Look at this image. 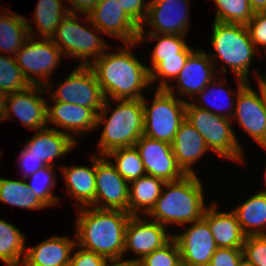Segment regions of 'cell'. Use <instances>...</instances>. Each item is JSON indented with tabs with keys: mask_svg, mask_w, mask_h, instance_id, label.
I'll return each mask as SVG.
<instances>
[{
	"mask_svg": "<svg viewBox=\"0 0 266 266\" xmlns=\"http://www.w3.org/2000/svg\"><path fill=\"white\" fill-rule=\"evenodd\" d=\"M137 44L123 43V48L113 53L108 48L90 64L106 99H142L143 89L150 88L147 65L132 53Z\"/></svg>",
	"mask_w": 266,
	"mask_h": 266,
	"instance_id": "obj_1",
	"label": "cell"
},
{
	"mask_svg": "<svg viewBox=\"0 0 266 266\" xmlns=\"http://www.w3.org/2000/svg\"><path fill=\"white\" fill-rule=\"evenodd\" d=\"M77 209L76 245L107 259L124 257L125 230L131 215L123 210L91 206Z\"/></svg>",
	"mask_w": 266,
	"mask_h": 266,
	"instance_id": "obj_2",
	"label": "cell"
},
{
	"mask_svg": "<svg viewBox=\"0 0 266 266\" xmlns=\"http://www.w3.org/2000/svg\"><path fill=\"white\" fill-rule=\"evenodd\" d=\"M197 176L185 175L179 180L166 182L147 217L167 229L170 224L185 227L201 220L207 206L202 180Z\"/></svg>",
	"mask_w": 266,
	"mask_h": 266,
	"instance_id": "obj_3",
	"label": "cell"
},
{
	"mask_svg": "<svg viewBox=\"0 0 266 266\" xmlns=\"http://www.w3.org/2000/svg\"><path fill=\"white\" fill-rule=\"evenodd\" d=\"M112 101L118 103L114 109L111 106ZM108 110L113 112L109 115ZM101 124L104 126L97 144L98 152L94 154L105 156L113 150L135 146L144 130L142 99H105L101 111L97 114L96 128Z\"/></svg>",
	"mask_w": 266,
	"mask_h": 266,
	"instance_id": "obj_4",
	"label": "cell"
},
{
	"mask_svg": "<svg viewBox=\"0 0 266 266\" xmlns=\"http://www.w3.org/2000/svg\"><path fill=\"white\" fill-rule=\"evenodd\" d=\"M212 27L210 42L213 53L208 55L217 73L227 74L226 67H222V70L216 67L221 61L223 66H229L235 77L250 82V65L254 57L261 54L257 53L259 51L250 38L247 26L213 21Z\"/></svg>",
	"mask_w": 266,
	"mask_h": 266,
	"instance_id": "obj_5",
	"label": "cell"
},
{
	"mask_svg": "<svg viewBox=\"0 0 266 266\" xmlns=\"http://www.w3.org/2000/svg\"><path fill=\"white\" fill-rule=\"evenodd\" d=\"M186 120L204 138L207 147L219 156L244 164V153L242 146L232 128V120L206 109L195 106L192 101L186 102Z\"/></svg>",
	"mask_w": 266,
	"mask_h": 266,
	"instance_id": "obj_6",
	"label": "cell"
},
{
	"mask_svg": "<svg viewBox=\"0 0 266 266\" xmlns=\"http://www.w3.org/2000/svg\"><path fill=\"white\" fill-rule=\"evenodd\" d=\"M85 16L86 21L83 25L78 21L80 18L77 14L68 13L62 19L51 40L64 56L80 59L78 65L90 66L111 46L95 34L101 33L102 35L103 33L89 20L88 15Z\"/></svg>",
	"mask_w": 266,
	"mask_h": 266,
	"instance_id": "obj_7",
	"label": "cell"
},
{
	"mask_svg": "<svg viewBox=\"0 0 266 266\" xmlns=\"http://www.w3.org/2000/svg\"><path fill=\"white\" fill-rule=\"evenodd\" d=\"M26 21L29 25V37L14 57L30 85L50 89V86L54 87L53 83L49 82L50 76L53 75L54 69L61 65L63 53L51 38L37 39L32 23H29L28 19Z\"/></svg>",
	"mask_w": 266,
	"mask_h": 266,
	"instance_id": "obj_8",
	"label": "cell"
},
{
	"mask_svg": "<svg viewBox=\"0 0 266 266\" xmlns=\"http://www.w3.org/2000/svg\"><path fill=\"white\" fill-rule=\"evenodd\" d=\"M152 104L142 98L144 108L143 135L172 144L181 123L186 119V102L165 89H155Z\"/></svg>",
	"mask_w": 266,
	"mask_h": 266,
	"instance_id": "obj_9",
	"label": "cell"
},
{
	"mask_svg": "<svg viewBox=\"0 0 266 266\" xmlns=\"http://www.w3.org/2000/svg\"><path fill=\"white\" fill-rule=\"evenodd\" d=\"M56 86L47 99L88 107L96 114L101 111L106 99L90 66L78 65Z\"/></svg>",
	"mask_w": 266,
	"mask_h": 266,
	"instance_id": "obj_10",
	"label": "cell"
},
{
	"mask_svg": "<svg viewBox=\"0 0 266 266\" xmlns=\"http://www.w3.org/2000/svg\"><path fill=\"white\" fill-rule=\"evenodd\" d=\"M258 93L248 82L237 94L232 122L252 137L263 149L266 148V110L263 102V85L257 81ZM235 117V118H234Z\"/></svg>",
	"mask_w": 266,
	"mask_h": 266,
	"instance_id": "obj_11",
	"label": "cell"
},
{
	"mask_svg": "<svg viewBox=\"0 0 266 266\" xmlns=\"http://www.w3.org/2000/svg\"><path fill=\"white\" fill-rule=\"evenodd\" d=\"M95 177V200L90 206L128 212L130 185L106 156L96 154Z\"/></svg>",
	"mask_w": 266,
	"mask_h": 266,
	"instance_id": "obj_12",
	"label": "cell"
},
{
	"mask_svg": "<svg viewBox=\"0 0 266 266\" xmlns=\"http://www.w3.org/2000/svg\"><path fill=\"white\" fill-rule=\"evenodd\" d=\"M189 6V0H149L148 14L139 34L186 35L190 28ZM145 25L152 29L145 30Z\"/></svg>",
	"mask_w": 266,
	"mask_h": 266,
	"instance_id": "obj_13",
	"label": "cell"
},
{
	"mask_svg": "<svg viewBox=\"0 0 266 266\" xmlns=\"http://www.w3.org/2000/svg\"><path fill=\"white\" fill-rule=\"evenodd\" d=\"M166 228L148 217L130 216L125 230L124 258L127 251H133L136 258L129 259L139 262L154 250L162 248L173 238V233L166 231Z\"/></svg>",
	"mask_w": 266,
	"mask_h": 266,
	"instance_id": "obj_14",
	"label": "cell"
},
{
	"mask_svg": "<svg viewBox=\"0 0 266 266\" xmlns=\"http://www.w3.org/2000/svg\"><path fill=\"white\" fill-rule=\"evenodd\" d=\"M46 88L30 85L28 88L7 94L3 120L16 116L21 123L32 130H40L48 126Z\"/></svg>",
	"mask_w": 266,
	"mask_h": 266,
	"instance_id": "obj_15",
	"label": "cell"
},
{
	"mask_svg": "<svg viewBox=\"0 0 266 266\" xmlns=\"http://www.w3.org/2000/svg\"><path fill=\"white\" fill-rule=\"evenodd\" d=\"M219 75H217L216 68L209 58L208 52L198 48L189 55L185 66L176 77V86L174 87L170 84L165 90L175 96L178 93V96L181 95L178 98L187 102L186 96L194 100Z\"/></svg>",
	"mask_w": 266,
	"mask_h": 266,
	"instance_id": "obj_16",
	"label": "cell"
},
{
	"mask_svg": "<svg viewBox=\"0 0 266 266\" xmlns=\"http://www.w3.org/2000/svg\"><path fill=\"white\" fill-rule=\"evenodd\" d=\"M139 151L146 175L166 182L183 178L186 174L178 165L169 143L142 135L135 143Z\"/></svg>",
	"mask_w": 266,
	"mask_h": 266,
	"instance_id": "obj_17",
	"label": "cell"
},
{
	"mask_svg": "<svg viewBox=\"0 0 266 266\" xmlns=\"http://www.w3.org/2000/svg\"><path fill=\"white\" fill-rule=\"evenodd\" d=\"M187 228L180 234L173 233V239L179 247L181 260L187 266L210 264L211 258L218 247L208 223L202 218L190 223Z\"/></svg>",
	"mask_w": 266,
	"mask_h": 266,
	"instance_id": "obj_18",
	"label": "cell"
},
{
	"mask_svg": "<svg viewBox=\"0 0 266 266\" xmlns=\"http://www.w3.org/2000/svg\"><path fill=\"white\" fill-rule=\"evenodd\" d=\"M89 20L111 38L124 43L138 41L140 27L121 9L118 0H100L88 14Z\"/></svg>",
	"mask_w": 266,
	"mask_h": 266,
	"instance_id": "obj_19",
	"label": "cell"
},
{
	"mask_svg": "<svg viewBox=\"0 0 266 266\" xmlns=\"http://www.w3.org/2000/svg\"><path fill=\"white\" fill-rule=\"evenodd\" d=\"M96 121L97 114L91 108L61 101H53L51 106L47 103L48 127L53 123L59 127H54L56 130L68 134L76 142L75 137H83L86 132L95 130Z\"/></svg>",
	"mask_w": 266,
	"mask_h": 266,
	"instance_id": "obj_20",
	"label": "cell"
},
{
	"mask_svg": "<svg viewBox=\"0 0 266 266\" xmlns=\"http://www.w3.org/2000/svg\"><path fill=\"white\" fill-rule=\"evenodd\" d=\"M51 236L39 244L26 247L21 266H70L76 238Z\"/></svg>",
	"mask_w": 266,
	"mask_h": 266,
	"instance_id": "obj_21",
	"label": "cell"
},
{
	"mask_svg": "<svg viewBox=\"0 0 266 266\" xmlns=\"http://www.w3.org/2000/svg\"><path fill=\"white\" fill-rule=\"evenodd\" d=\"M76 145L68 134L47 126L37 130L24 147L47 166H56L54 160L70 153Z\"/></svg>",
	"mask_w": 266,
	"mask_h": 266,
	"instance_id": "obj_22",
	"label": "cell"
},
{
	"mask_svg": "<svg viewBox=\"0 0 266 266\" xmlns=\"http://www.w3.org/2000/svg\"><path fill=\"white\" fill-rule=\"evenodd\" d=\"M218 207V208H217ZM218 203L213 202L203 214L218 248H243L246 235L243 233L235 213L219 211Z\"/></svg>",
	"mask_w": 266,
	"mask_h": 266,
	"instance_id": "obj_23",
	"label": "cell"
},
{
	"mask_svg": "<svg viewBox=\"0 0 266 266\" xmlns=\"http://www.w3.org/2000/svg\"><path fill=\"white\" fill-rule=\"evenodd\" d=\"M171 146L178 165L186 175H197L193 166L210 151L204 138L186 119L181 123Z\"/></svg>",
	"mask_w": 266,
	"mask_h": 266,
	"instance_id": "obj_24",
	"label": "cell"
},
{
	"mask_svg": "<svg viewBox=\"0 0 266 266\" xmlns=\"http://www.w3.org/2000/svg\"><path fill=\"white\" fill-rule=\"evenodd\" d=\"M92 165H61V171L66 184V192L73 200L77 208L90 206L95 200L96 185V154L90 156Z\"/></svg>",
	"mask_w": 266,
	"mask_h": 266,
	"instance_id": "obj_25",
	"label": "cell"
},
{
	"mask_svg": "<svg viewBox=\"0 0 266 266\" xmlns=\"http://www.w3.org/2000/svg\"><path fill=\"white\" fill-rule=\"evenodd\" d=\"M235 78H236V81H237L236 82V84H237L236 87L237 88H236V91L234 93L227 86V82L228 81L225 80V79L219 78L217 76L213 81H211L195 97L198 100H200V103H195L194 101H192V103L195 106L199 107V108L206 109L210 113H214L216 115H220V116L232 119V116H233V113H234L235 101H236L237 94L248 83V82H246L245 80H243L241 78H238V77H235ZM226 86H227V88H226ZM224 87L226 88V90H224L225 89ZM224 92H225V94H223ZM222 96H223L224 99L222 98ZM217 99H218V102H217ZM201 103H203V104H201ZM210 106H211V108H209ZM220 111H221V113H220ZM224 111H226V113Z\"/></svg>",
	"mask_w": 266,
	"mask_h": 266,
	"instance_id": "obj_26",
	"label": "cell"
},
{
	"mask_svg": "<svg viewBox=\"0 0 266 266\" xmlns=\"http://www.w3.org/2000/svg\"><path fill=\"white\" fill-rule=\"evenodd\" d=\"M164 184L163 180L150 175L131 181L128 213L131 216H139L140 213L148 214L160 197Z\"/></svg>",
	"mask_w": 266,
	"mask_h": 266,
	"instance_id": "obj_27",
	"label": "cell"
},
{
	"mask_svg": "<svg viewBox=\"0 0 266 266\" xmlns=\"http://www.w3.org/2000/svg\"><path fill=\"white\" fill-rule=\"evenodd\" d=\"M240 223L243 233L248 235H266V194L253 193L239 206L231 209Z\"/></svg>",
	"mask_w": 266,
	"mask_h": 266,
	"instance_id": "obj_28",
	"label": "cell"
},
{
	"mask_svg": "<svg viewBox=\"0 0 266 266\" xmlns=\"http://www.w3.org/2000/svg\"><path fill=\"white\" fill-rule=\"evenodd\" d=\"M6 9L0 16V54L14 57L29 37V25L24 16Z\"/></svg>",
	"mask_w": 266,
	"mask_h": 266,
	"instance_id": "obj_29",
	"label": "cell"
},
{
	"mask_svg": "<svg viewBox=\"0 0 266 266\" xmlns=\"http://www.w3.org/2000/svg\"><path fill=\"white\" fill-rule=\"evenodd\" d=\"M187 35L175 34H139L138 43L146 41L148 38L157 40V43L151 52V66L148 67L150 72L160 61L171 58H188L194 51L193 47L186 43Z\"/></svg>",
	"mask_w": 266,
	"mask_h": 266,
	"instance_id": "obj_30",
	"label": "cell"
},
{
	"mask_svg": "<svg viewBox=\"0 0 266 266\" xmlns=\"http://www.w3.org/2000/svg\"><path fill=\"white\" fill-rule=\"evenodd\" d=\"M0 202L29 210L48 208L23 178L20 180L0 178Z\"/></svg>",
	"mask_w": 266,
	"mask_h": 266,
	"instance_id": "obj_31",
	"label": "cell"
},
{
	"mask_svg": "<svg viewBox=\"0 0 266 266\" xmlns=\"http://www.w3.org/2000/svg\"><path fill=\"white\" fill-rule=\"evenodd\" d=\"M26 239L20 229L0 219V261L6 266H21L25 256Z\"/></svg>",
	"mask_w": 266,
	"mask_h": 266,
	"instance_id": "obj_32",
	"label": "cell"
},
{
	"mask_svg": "<svg viewBox=\"0 0 266 266\" xmlns=\"http://www.w3.org/2000/svg\"><path fill=\"white\" fill-rule=\"evenodd\" d=\"M62 0H38L33 13L36 33L41 38H52L62 19L69 13Z\"/></svg>",
	"mask_w": 266,
	"mask_h": 266,
	"instance_id": "obj_33",
	"label": "cell"
},
{
	"mask_svg": "<svg viewBox=\"0 0 266 266\" xmlns=\"http://www.w3.org/2000/svg\"><path fill=\"white\" fill-rule=\"evenodd\" d=\"M105 156L128 183L146 175L141 156L135 146L119 148ZM112 158L115 163L111 160Z\"/></svg>",
	"mask_w": 266,
	"mask_h": 266,
	"instance_id": "obj_34",
	"label": "cell"
},
{
	"mask_svg": "<svg viewBox=\"0 0 266 266\" xmlns=\"http://www.w3.org/2000/svg\"><path fill=\"white\" fill-rule=\"evenodd\" d=\"M56 168V166H45L31 176L25 178V180L29 179V182H26L27 185L47 207H54L59 204L60 198L56 196L52 190L57 183Z\"/></svg>",
	"mask_w": 266,
	"mask_h": 266,
	"instance_id": "obj_35",
	"label": "cell"
},
{
	"mask_svg": "<svg viewBox=\"0 0 266 266\" xmlns=\"http://www.w3.org/2000/svg\"><path fill=\"white\" fill-rule=\"evenodd\" d=\"M214 2L216 22L246 26L254 15L249 0H214Z\"/></svg>",
	"mask_w": 266,
	"mask_h": 266,
	"instance_id": "obj_36",
	"label": "cell"
},
{
	"mask_svg": "<svg viewBox=\"0 0 266 266\" xmlns=\"http://www.w3.org/2000/svg\"><path fill=\"white\" fill-rule=\"evenodd\" d=\"M29 86L15 57L0 54V90L10 94L22 91Z\"/></svg>",
	"mask_w": 266,
	"mask_h": 266,
	"instance_id": "obj_37",
	"label": "cell"
},
{
	"mask_svg": "<svg viewBox=\"0 0 266 266\" xmlns=\"http://www.w3.org/2000/svg\"><path fill=\"white\" fill-rule=\"evenodd\" d=\"M187 59L188 58H171L160 61L149 72L151 88H155L153 85L158 80L156 89H166L170 85L168 81L176 79L181 69L185 66Z\"/></svg>",
	"mask_w": 266,
	"mask_h": 266,
	"instance_id": "obj_38",
	"label": "cell"
},
{
	"mask_svg": "<svg viewBox=\"0 0 266 266\" xmlns=\"http://www.w3.org/2000/svg\"><path fill=\"white\" fill-rule=\"evenodd\" d=\"M181 261L179 247L172 238L162 248L154 250L139 261V266H176Z\"/></svg>",
	"mask_w": 266,
	"mask_h": 266,
	"instance_id": "obj_39",
	"label": "cell"
},
{
	"mask_svg": "<svg viewBox=\"0 0 266 266\" xmlns=\"http://www.w3.org/2000/svg\"><path fill=\"white\" fill-rule=\"evenodd\" d=\"M243 256L255 266H266V235H248L243 244Z\"/></svg>",
	"mask_w": 266,
	"mask_h": 266,
	"instance_id": "obj_40",
	"label": "cell"
},
{
	"mask_svg": "<svg viewBox=\"0 0 266 266\" xmlns=\"http://www.w3.org/2000/svg\"><path fill=\"white\" fill-rule=\"evenodd\" d=\"M250 34V38L255 48L260 52L261 47L266 51V11L254 12L253 17L246 25Z\"/></svg>",
	"mask_w": 266,
	"mask_h": 266,
	"instance_id": "obj_41",
	"label": "cell"
},
{
	"mask_svg": "<svg viewBox=\"0 0 266 266\" xmlns=\"http://www.w3.org/2000/svg\"><path fill=\"white\" fill-rule=\"evenodd\" d=\"M118 2L121 9L141 27L148 14L149 2L146 0H118Z\"/></svg>",
	"mask_w": 266,
	"mask_h": 266,
	"instance_id": "obj_42",
	"label": "cell"
},
{
	"mask_svg": "<svg viewBox=\"0 0 266 266\" xmlns=\"http://www.w3.org/2000/svg\"><path fill=\"white\" fill-rule=\"evenodd\" d=\"M75 250L71 254L70 266H104L107 258L75 245ZM79 248V249H78Z\"/></svg>",
	"mask_w": 266,
	"mask_h": 266,
	"instance_id": "obj_43",
	"label": "cell"
},
{
	"mask_svg": "<svg viewBox=\"0 0 266 266\" xmlns=\"http://www.w3.org/2000/svg\"><path fill=\"white\" fill-rule=\"evenodd\" d=\"M242 257V248H217L210 264L212 266H237Z\"/></svg>",
	"mask_w": 266,
	"mask_h": 266,
	"instance_id": "obj_44",
	"label": "cell"
},
{
	"mask_svg": "<svg viewBox=\"0 0 266 266\" xmlns=\"http://www.w3.org/2000/svg\"><path fill=\"white\" fill-rule=\"evenodd\" d=\"M18 168L21 170L23 179L31 176L36 171L44 168L47 166L45 163H43L41 160H39L36 156L31 155V153L23 146V149L20 151L19 157H18Z\"/></svg>",
	"mask_w": 266,
	"mask_h": 266,
	"instance_id": "obj_45",
	"label": "cell"
},
{
	"mask_svg": "<svg viewBox=\"0 0 266 266\" xmlns=\"http://www.w3.org/2000/svg\"><path fill=\"white\" fill-rule=\"evenodd\" d=\"M99 1L100 0H67L68 4H70L68 12L78 15L79 13L88 15ZM78 11L80 12L78 13Z\"/></svg>",
	"mask_w": 266,
	"mask_h": 266,
	"instance_id": "obj_46",
	"label": "cell"
},
{
	"mask_svg": "<svg viewBox=\"0 0 266 266\" xmlns=\"http://www.w3.org/2000/svg\"><path fill=\"white\" fill-rule=\"evenodd\" d=\"M104 266H139V262L127 258L107 259Z\"/></svg>",
	"mask_w": 266,
	"mask_h": 266,
	"instance_id": "obj_47",
	"label": "cell"
},
{
	"mask_svg": "<svg viewBox=\"0 0 266 266\" xmlns=\"http://www.w3.org/2000/svg\"><path fill=\"white\" fill-rule=\"evenodd\" d=\"M249 4L254 12L266 11V0H249Z\"/></svg>",
	"mask_w": 266,
	"mask_h": 266,
	"instance_id": "obj_48",
	"label": "cell"
},
{
	"mask_svg": "<svg viewBox=\"0 0 266 266\" xmlns=\"http://www.w3.org/2000/svg\"><path fill=\"white\" fill-rule=\"evenodd\" d=\"M7 94L0 90V122L3 121Z\"/></svg>",
	"mask_w": 266,
	"mask_h": 266,
	"instance_id": "obj_49",
	"label": "cell"
},
{
	"mask_svg": "<svg viewBox=\"0 0 266 266\" xmlns=\"http://www.w3.org/2000/svg\"><path fill=\"white\" fill-rule=\"evenodd\" d=\"M256 72V73H255ZM253 73H255L256 75H255V78H257V80L256 81H259L265 88H266V74H264V75H261V74H259V72L258 71H254Z\"/></svg>",
	"mask_w": 266,
	"mask_h": 266,
	"instance_id": "obj_50",
	"label": "cell"
},
{
	"mask_svg": "<svg viewBox=\"0 0 266 266\" xmlns=\"http://www.w3.org/2000/svg\"><path fill=\"white\" fill-rule=\"evenodd\" d=\"M237 266H255L251 262H249L244 256L240 259Z\"/></svg>",
	"mask_w": 266,
	"mask_h": 266,
	"instance_id": "obj_51",
	"label": "cell"
},
{
	"mask_svg": "<svg viewBox=\"0 0 266 266\" xmlns=\"http://www.w3.org/2000/svg\"><path fill=\"white\" fill-rule=\"evenodd\" d=\"M263 102L266 110V88L263 86Z\"/></svg>",
	"mask_w": 266,
	"mask_h": 266,
	"instance_id": "obj_52",
	"label": "cell"
},
{
	"mask_svg": "<svg viewBox=\"0 0 266 266\" xmlns=\"http://www.w3.org/2000/svg\"><path fill=\"white\" fill-rule=\"evenodd\" d=\"M265 151H266V148H265ZM264 179H265V184H266V168H265V173H264ZM260 192H263V193H265L266 194V188L265 189H261V191Z\"/></svg>",
	"mask_w": 266,
	"mask_h": 266,
	"instance_id": "obj_53",
	"label": "cell"
},
{
	"mask_svg": "<svg viewBox=\"0 0 266 266\" xmlns=\"http://www.w3.org/2000/svg\"><path fill=\"white\" fill-rule=\"evenodd\" d=\"M176 266H187L182 260Z\"/></svg>",
	"mask_w": 266,
	"mask_h": 266,
	"instance_id": "obj_54",
	"label": "cell"
},
{
	"mask_svg": "<svg viewBox=\"0 0 266 266\" xmlns=\"http://www.w3.org/2000/svg\"><path fill=\"white\" fill-rule=\"evenodd\" d=\"M4 10H0V16L2 15V14H4Z\"/></svg>",
	"mask_w": 266,
	"mask_h": 266,
	"instance_id": "obj_55",
	"label": "cell"
}]
</instances>
